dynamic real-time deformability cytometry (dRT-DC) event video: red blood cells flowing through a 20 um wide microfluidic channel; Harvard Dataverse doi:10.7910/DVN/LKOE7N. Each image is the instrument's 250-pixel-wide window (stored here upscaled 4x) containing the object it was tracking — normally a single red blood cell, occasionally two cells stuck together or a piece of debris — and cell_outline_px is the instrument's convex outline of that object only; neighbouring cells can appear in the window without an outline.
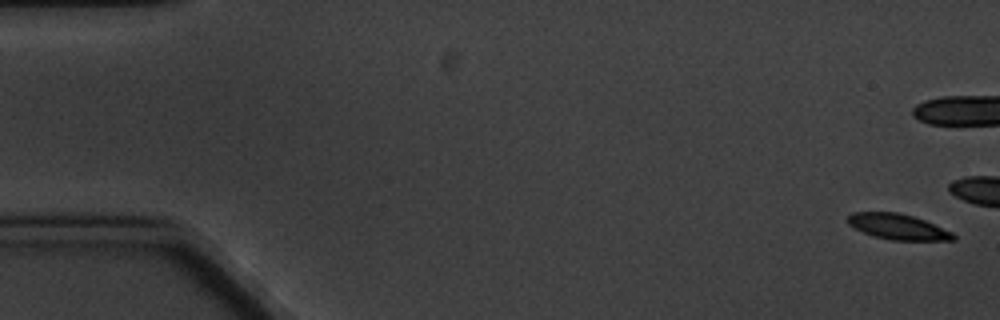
{"species": "common noctule bat (a hibernating species)", "species_latin": "Nyctalus noctula", "temperature_condition": "cold", "stored_images_in_passage": 12, "camera_frame_rate_fps": 3000, "um_per_image_px": 0.085, "animal": {"sex": "male", "body_mass_g": 20.1, "forearm_length_mm": 53.5}, "frame": {"image": 1, "passage_image": 1, "time_ms": 0.0, "image_size_px": [1000, 320], "cell_outline_px": [[956, 240], [892, 240], [876, 236], [864, 232], [848, 224], [848, 216], [852, 212], [896, 212], [912, 216], [924, 220], [952, 232], [956, 236]], "centroid_in_image_um": [76.34, 19.27], "position_along_channel_um": 8.7, "area_um2": 15.43}}